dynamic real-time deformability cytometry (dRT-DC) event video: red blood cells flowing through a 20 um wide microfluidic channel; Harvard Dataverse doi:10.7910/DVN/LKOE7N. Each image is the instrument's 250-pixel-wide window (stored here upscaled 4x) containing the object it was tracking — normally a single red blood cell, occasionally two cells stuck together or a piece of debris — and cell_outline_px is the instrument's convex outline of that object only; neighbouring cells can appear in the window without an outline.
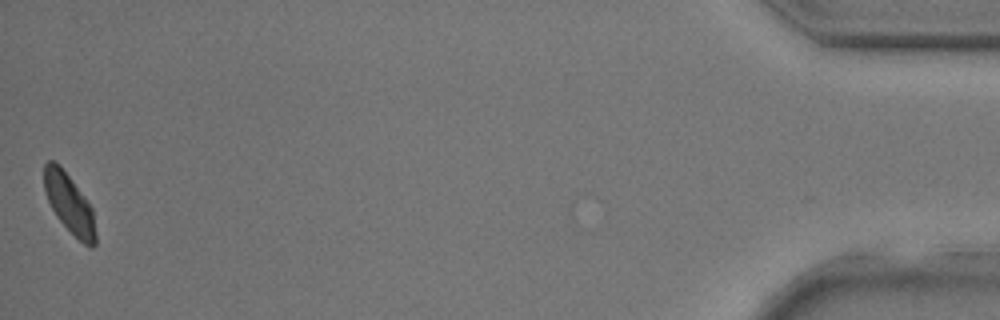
{"species": "common noctule bat (a hibernating species)", "species_latin": "Nyctalus noctula", "temperature_condition": "room temperature", "stored_images_in_passage": 37, "camera_frame_rate_fps": 3000, "um_per_image_px": 0.085, "animal": {"sex": "male", "body_mass_g": 17.9, "forearm_length_mm": 54.2}, "frame": {"image": 1, "passage_image": 37, "time_ms": 12.0, "image_size_px": [1000, 320], "cell_outline_px": [[96, 244], [92, 248], [84, 244], [56, 216], [48, 200], [44, 188], [44, 164], [48, 160], [52, 160], [68, 176], [92, 208], [96, 236]], "centroid_in_image_um": [5.89, 17.34], "position_along_channel_um": 429.3, "area_um2": 17.05}}